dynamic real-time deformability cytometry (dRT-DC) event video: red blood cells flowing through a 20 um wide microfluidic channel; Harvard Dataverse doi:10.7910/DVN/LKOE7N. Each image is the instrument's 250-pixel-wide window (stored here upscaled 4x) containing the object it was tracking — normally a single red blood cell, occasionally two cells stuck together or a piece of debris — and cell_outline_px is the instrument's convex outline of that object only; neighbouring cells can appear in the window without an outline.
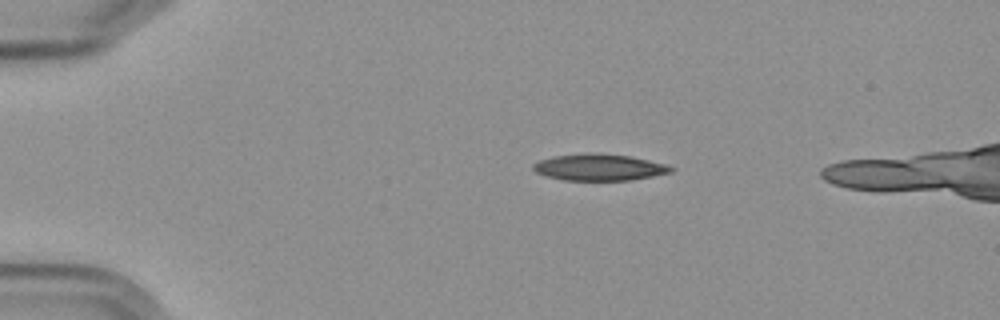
{"species": "Egyptian fruit bat (a non-hibernating species)", "species_latin": "Rousettus aegyptiacus", "temperature_condition": "cold", "stored_images_in_passage": 3, "camera_frame_rate_fps": 3000, "um_per_image_px": 0.085, "frame": {"image": 1, "passage_image": 2, "time_ms": 1.333, "image_size_px": [1000, 320], "cell_outline_px": [[676, 168], [672, 172], [632, 180], [564, 180], [544, 176], [536, 172], [532, 168], [532, 164], [540, 160], [556, 156], [632, 156], [668, 164]], "centroid_in_image_um": [51.0, 14.27], "position_along_channel_um": 34.0, "area_um2": 20.4}}